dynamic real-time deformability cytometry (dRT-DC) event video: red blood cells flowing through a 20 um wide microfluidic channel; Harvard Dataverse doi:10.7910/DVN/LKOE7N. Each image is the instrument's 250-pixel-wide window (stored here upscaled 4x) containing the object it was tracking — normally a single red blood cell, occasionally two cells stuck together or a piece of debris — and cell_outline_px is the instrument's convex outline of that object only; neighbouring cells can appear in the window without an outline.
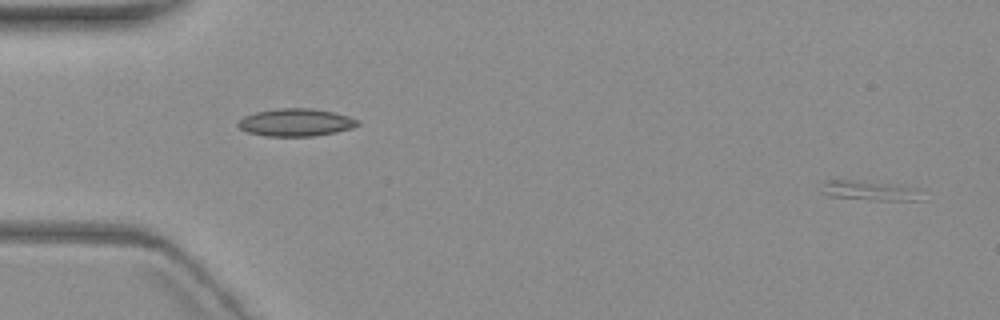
{"species": "common noctule bat (a hibernating species)", "species_latin": "Nyctalus noctula", "temperature_condition": "warm", "stored_images_in_passage": 3, "segment_of_instrument_passage": [2, 2], "camera_frame_rate_fps": 3000, "um_per_image_px": 0.085, "animal": {"sex": "female", "body_mass_g": 19.3, "forearm_length_mm": 54.1}, "frame": {"image": 1, "passage_image": 3, "time_ms": 2.667, "image_size_px": [1000, 320], "cell_outline_px": [[924, 200], [868, 200], [828, 196], [820, 192], [824, 180], [852, 180], [900, 184], [924, 188]], "centroid_in_image_um": [74.06, 16.2], "position_along_channel_um": 10.9, "area_um2": 12.2}}